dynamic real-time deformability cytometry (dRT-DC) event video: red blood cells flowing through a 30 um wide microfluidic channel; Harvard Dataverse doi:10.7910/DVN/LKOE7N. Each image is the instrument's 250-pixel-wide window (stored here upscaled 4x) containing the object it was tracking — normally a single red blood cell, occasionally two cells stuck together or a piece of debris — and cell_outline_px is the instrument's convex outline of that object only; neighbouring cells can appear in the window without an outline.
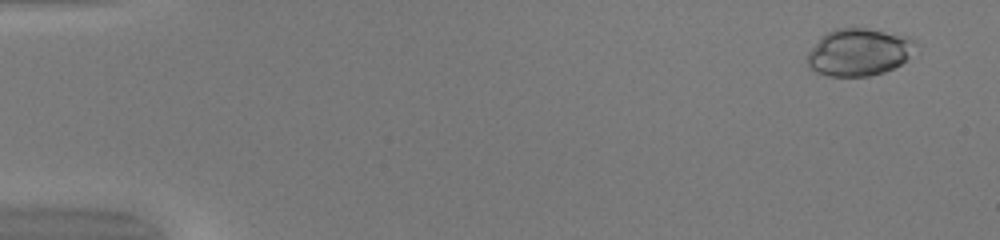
{"species": "common noctule bat (a hibernating species)", "species_latin": "Nyctalus noctula", "temperature_condition": "warm", "stored_images_in_passage": 50, "camera_frame_rate_fps": 3000, "um_per_image_px": 0.085, "animal": {"sex": "female", "body_mass_g": 20.0, "forearm_length_mm": 54.0}, "frame": {"image": 1, "passage_image": 3, "time_ms": 0.667, "image_size_px": [1000, 240], "cell_outline_px": [[920, 44], [900, 64], [884, 72], [868, 76], [828, 76], [816, 72], [808, 64], [808, 52], [820, 36], [836, 28], [868, 28], [912, 36]], "centroid_in_image_um": [73.04, 4.41], "position_along_channel_um": 12.0, "area_um2": 30.06}}
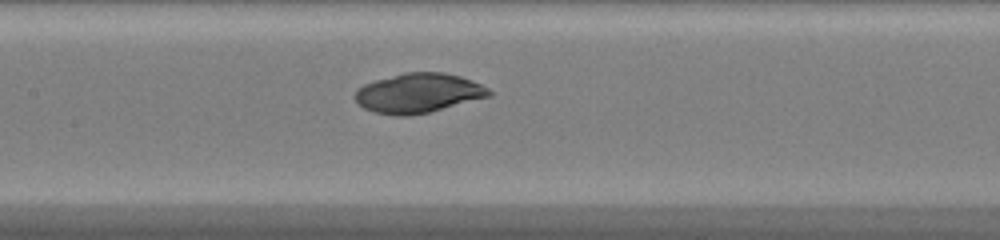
{"frame": {"image": 2, "passage_image": 25, "time_ms": 8.0, "image_size_px": [1000, 240], "cell_outline_px": [[492, 96], [428, 112], [408, 116], [396, 116], [376, 112], [364, 108], [352, 96], [356, 88], [364, 84], [376, 80], [404, 72], [444, 72], [460, 76], [480, 84], [488, 88], [492, 92]], "centroid_in_image_um": [35.54, 7.91], "position_along_channel_um": 171.9, "area_um2": 30.87}}
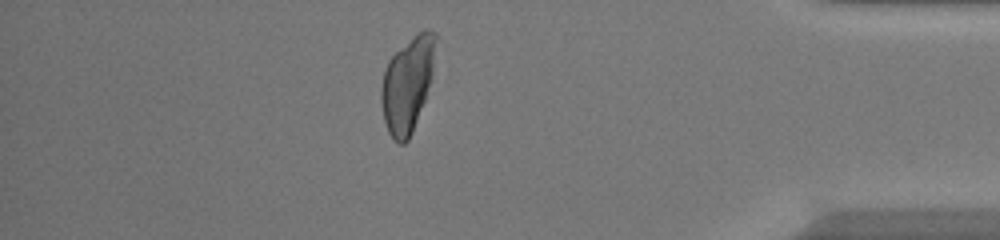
{"frame": {"image": 3, "passage_image": 44, "time_ms": 14.333, "image_size_px": [1000, 240], "cell_outline_px": [[436, 36], [432, 80], [412, 132], [408, 140], [404, 144], [400, 144], [392, 140], [388, 132], [384, 120], [380, 100], [380, 88], [384, 72], [388, 60], [396, 52], [420, 32], [428, 28], [436, 32]], "centroid_in_image_um": [34.62, 7.2], "position_along_channel_um": 400.6, "area_um2": 29.94}}